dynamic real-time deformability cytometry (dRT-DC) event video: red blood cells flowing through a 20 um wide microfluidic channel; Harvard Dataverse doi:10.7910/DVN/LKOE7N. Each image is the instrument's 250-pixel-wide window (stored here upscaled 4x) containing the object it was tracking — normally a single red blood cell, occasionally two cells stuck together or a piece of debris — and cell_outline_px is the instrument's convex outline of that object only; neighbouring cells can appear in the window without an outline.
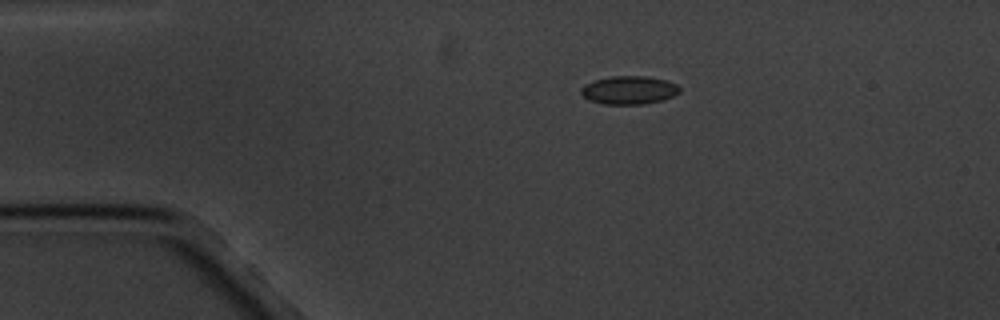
{"species": "common noctule bat (a hibernating species)", "species_latin": "Nyctalus noctula", "temperature_condition": "cold", "stored_images_in_passage": 8, "camera_frame_rate_fps": 3000, "um_per_image_px": 0.085, "animal": {"sex": "male", "body_mass_g": 20.1, "forearm_length_mm": 53.5}, "frame": {"image": 1, "passage_image": 1, "time_ms": 0.0, "image_size_px": [1000, 320], "cell_outline_px": [[680, 92], [664, 100], [644, 104], [604, 104], [588, 100], [580, 92], [580, 88], [584, 84], [596, 80], [612, 76], [644, 76], [664, 80], [676, 84], [680, 88]], "centroid_in_image_um": [53.45, 7.67], "position_along_channel_um": 31.6, "area_um2": 16.18}}
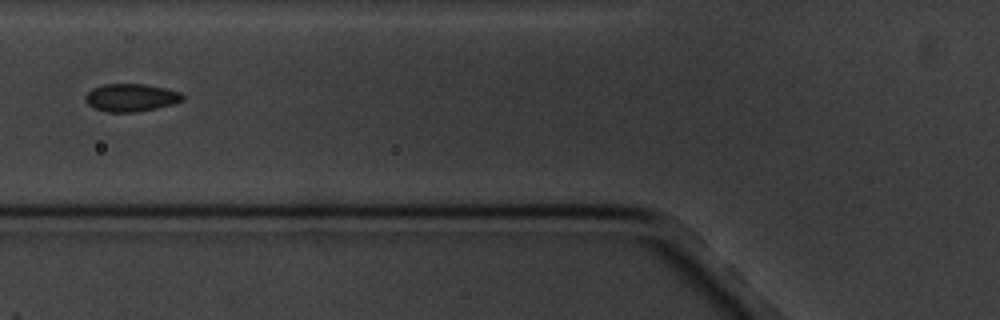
{"frame": {"image": 2, "passage_image": 4, "time_ms": 3.667, "image_size_px": [1000, 320], "cell_outline_px": [[184, 100], [172, 104], [156, 108], [136, 112], [108, 112], [92, 108], [84, 100], [84, 96], [92, 88], [104, 84], [144, 84], [164, 88], [180, 92], [184, 96]], "centroid_in_image_um": [11.1, 8.3], "position_along_channel_um": 114.7, "area_um2": 15.78}}
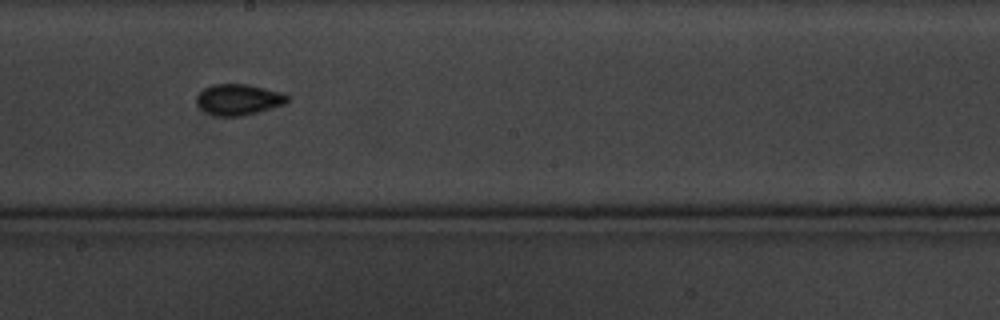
{"frame": {"image": 3, "passage_image": 7, "time_ms": 7.0, "image_size_px": [1000, 320], "cell_outline_px": [[288, 100], [284, 104], [272, 108], [244, 116], [216, 116], [204, 112], [196, 104], [196, 96], [204, 88], [212, 84], [248, 84], [284, 92], [288, 96]], "centroid_in_image_um": [20.26, 8.46], "position_along_channel_um": 227.9, "area_um2": 16.65}}